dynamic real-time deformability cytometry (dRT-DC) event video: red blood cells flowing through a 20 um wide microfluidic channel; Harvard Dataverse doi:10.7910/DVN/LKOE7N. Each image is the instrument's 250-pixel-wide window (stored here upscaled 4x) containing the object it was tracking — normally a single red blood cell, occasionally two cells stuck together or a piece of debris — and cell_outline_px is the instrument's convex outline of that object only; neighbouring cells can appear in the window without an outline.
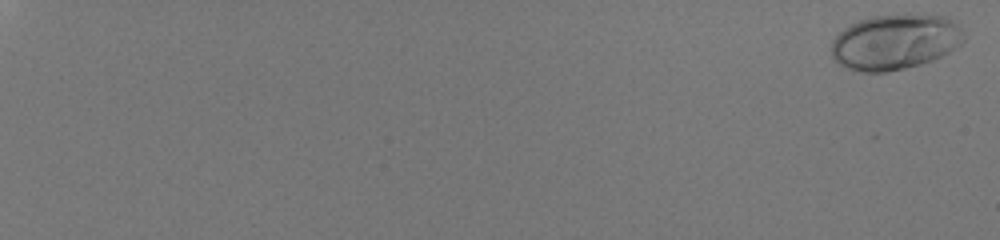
{"species": "human", "species_latin": "Homo sapiens", "temperature_condition": "room temperature", "stored_images_in_passage": 30, "camera_frame_rate_fps": 3000, "um_per_image_px": 0.085, "donor": {"sex": "male"}, "frame": {"image": 1, "passage_image": 2, "time_ms": 0.333, "image_size_px": [1000, 240], "cell_outline_px": [[964, 40], [956, 48], [932, 60], [920, 64], [904, 68], [884, 72], [860, 72], [848, 68], [832, 60], [832, 40], [844, 28], [860, 20], [872, 16], [948, 16], [956, 20], [964, 36]], "centroid_in_image_um": [76.08, 3.58], "position_along_channel_um": 8.9, "area_um2": 42.25}}
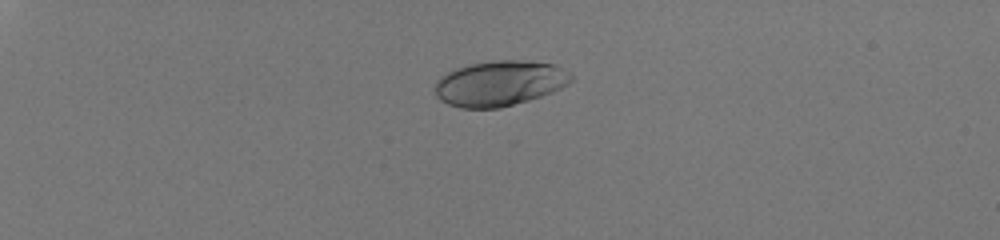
{"frame": {"image": 2, "passage_image": 19, "time_ms": 6.0, "image_size_px": [1000, 240], "cell_outline_px": [[576, 76], [568, 84], [552, 92], [528, 100], [500, 108], [460, 108], [448, 104], [440, 100], [436, 96], [436, 80], [444, 72], [456, 68], [472, 64], [492, 60], [524, 60], [556, 64]], "centroid_in_image_um": [42.48, 7.07], "position_along_channel_um": 42.5, "area_um2": 36.24}}
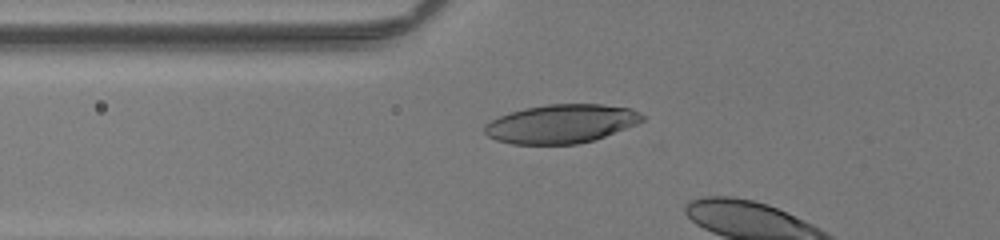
{"frame": {"image": 3, "passage_image": 28, "time_ms": 9.0, "image_size_px": [1000, 240], "cell_outline_px": [[644, 120], [636, 124], [604, 136], [592, 140], [576, 144], [512, 144], [496, 140], [488, 136], [484, 132], [484, 124], [500, 116], [524, 108], [548, 104], [600, 104], [628, 108], [644, 116]], "centroid_in_image_um": [47.66, 10.52], "position_along_channel_um": 78.1, "area_um2": 35.2}}